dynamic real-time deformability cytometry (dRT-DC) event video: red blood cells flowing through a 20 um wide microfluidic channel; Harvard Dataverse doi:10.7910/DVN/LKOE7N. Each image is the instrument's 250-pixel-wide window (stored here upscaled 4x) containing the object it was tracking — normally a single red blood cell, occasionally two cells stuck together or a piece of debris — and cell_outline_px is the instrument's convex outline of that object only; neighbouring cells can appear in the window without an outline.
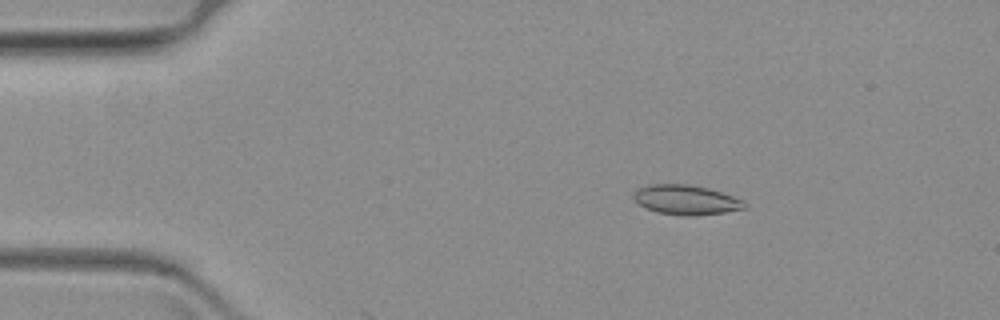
{"species": "common noctule bat (a hibernating species)", "species_latin": "Nyctalus noctula", "temperature_condition": "warm", "stored_images_in_passage": 11, "camera_frame_rate_fps": 3000, "um_per_image_px": 0.085, "animal": {"sex": "female", "body_mass_g": 19.3, "forearm_length_mm": 54.1}, "frame": {"image": 1, "passage_image": 9, "time_ms": 2.667, "image_size_px": [1000, 320], "cell_outline_px": [[748, 204], [744, 208], [724, 212], [692, 216], [684, 216], [656, 212], [644, 208], [632, 200], [632, 192], [636, 188], [652, 184], [688, 184], [708, 188], [744, 200]], "centroid_in_image_um": [58.24, 16.99], "position_along_channel_um": 26.8, "area_um2": 19.42}}